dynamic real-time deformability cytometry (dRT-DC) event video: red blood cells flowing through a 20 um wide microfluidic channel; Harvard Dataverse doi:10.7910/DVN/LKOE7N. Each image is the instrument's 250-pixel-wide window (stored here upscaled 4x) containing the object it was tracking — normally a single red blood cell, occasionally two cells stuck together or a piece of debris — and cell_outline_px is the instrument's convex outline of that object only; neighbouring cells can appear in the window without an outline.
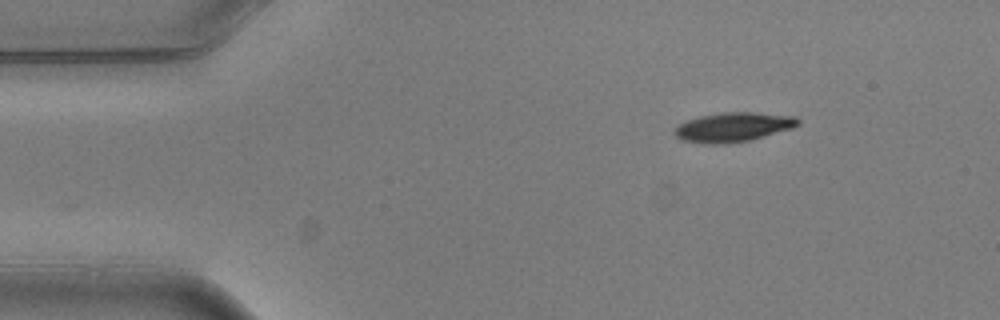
{"species": "common noctule bat (a hibernating species)", "species_latin": "Nyctalus noctula", "temperature_condition": "warm", "stored_images_in_passage": 2, "camera_frame_rate_fps": 3000, "um_per_image_px": 0.085, "animal": {"sex": "male", "body_mass_g": 20.5, "forearm_length_mm": 52.5}, "frame": {"image": 1, "passage_image": 1, "time_ms": 0.0, "image_size_px": [1000, 320], "cell_outline_px": [[800, 124], [792, 128], [752, 140], [728, 144], [704, 144], [680, 140], [672, 132], [680, 124], [688, 120], [700, 116], [720, 112], [756, 112], [796, 116], [800, 120]], "centroid_in_image_um": [62.33, 10.81], "position_along_channel_um": 22.7, "area_um2": 21.44}}
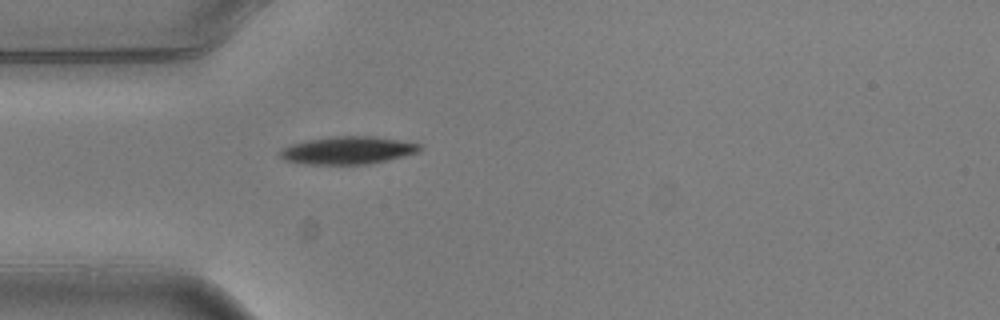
{"frame": {"image": 2, "passage_image": 2, "time_ms": 0.333, "image_size_px": [1000, 320], "cell_outline_px": [[424, 148], [420, 152], [404, 156], [368, 164], [304, 164], [284, 160], [276, 152], [280, 148], [304, 140], [332, 136], [376, 136], [424, 144]], "centroid_in_image_um": [29.57, 12.76], "position_along_channel_um": 55.4, "area_um2": 23.0}}